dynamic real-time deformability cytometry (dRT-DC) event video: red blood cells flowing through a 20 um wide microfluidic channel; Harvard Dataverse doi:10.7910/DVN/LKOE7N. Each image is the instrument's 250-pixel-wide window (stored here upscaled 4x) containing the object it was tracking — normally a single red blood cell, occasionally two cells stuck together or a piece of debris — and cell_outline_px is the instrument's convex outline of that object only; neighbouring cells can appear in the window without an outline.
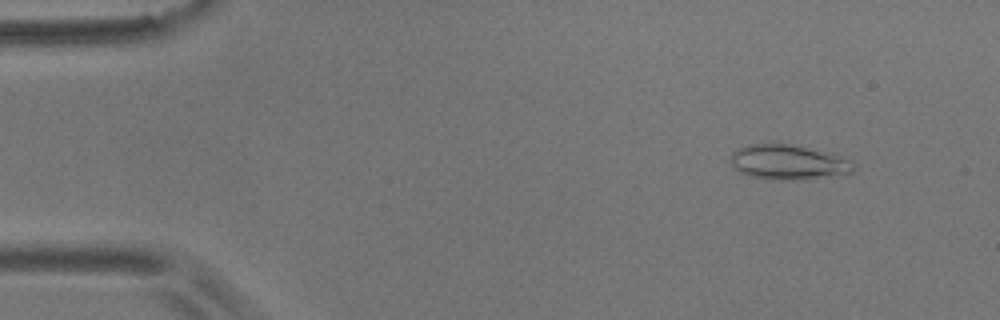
{"species": "common noctule bat (a hibernating species)", "species_latin": "Nyctalus noctula", "temperature_condition": "room temperature", "stored_images_in_passage": 57, "camera_frame_rate_fps": 3000, "um_per_image_px": 0.085, "animal": {"sex": "male", "body_mass_g": 17.9}, "frame": {"image": 1, "passage_image": 6, "time_ms": 1.667, "image_size_px": [1000, 320], "cell_outline_px": [[856, 172], [848, 176], [804, 180], [772, 180], [744, 176], [728, 160], [732, 152], [736, 148], [748, 144], [788, 144], [840, 156], [852, 160], [856, 164]], "centroid_in_image_um": [67.06, 13.84], "position_along_channel_um": 17.9, "area_um2": 25.84}}
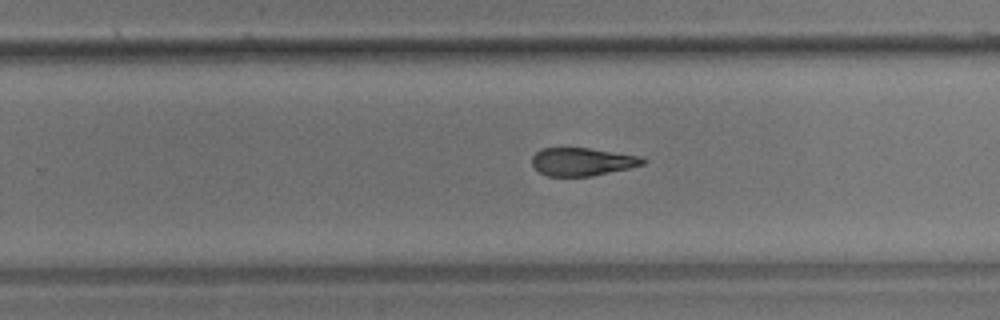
{"frame": {"image": 2, "passage_image": 36, "time_ms": 11.667, "image_size_px": [1000, 320], "cell_outline_px": [[648, 160], [644, 164], [628, 168], [592, 176], [548, 176], [540, 172], [532, 164], [532, 156], [540, 148], [588, 148], [640, 156]], "centroid_in_image_um": [49.49, 13.74], "position_along_channel_um": 280.3, "area_um2": 17.98}}
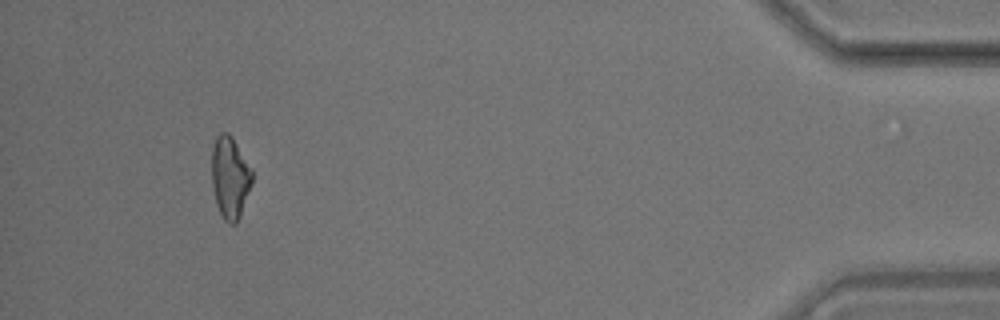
{"frame": {"image": 3, "passage_image": 53, "time_ms": 17.333, "image_size_px": [1000, 320], "cell_outline_px": [[252, 184], [240, 216], [236, 224], [228, 224], [224, 220], [216, 204], [212, 184], [212, 144], [216, 136], [220, 132], [228, 132], [232, 136], [252, 168]], "centroid_in_image_um": [19.55, 15.06], "position_along_channel_um": 415.6, "area_um2": 19.54}, "authors_computed_cell_mechanics": {"area_um2": 19.7098, "velocity_mm_per_s": 3.5582, "shape_relaxation_time_tau1_ms": 7.4041, "shape_relaxation_time_tau2_ms": 4.1046, "deformation_change_tau1": 0.1798, "deformation_change_tau2": 0.139}}